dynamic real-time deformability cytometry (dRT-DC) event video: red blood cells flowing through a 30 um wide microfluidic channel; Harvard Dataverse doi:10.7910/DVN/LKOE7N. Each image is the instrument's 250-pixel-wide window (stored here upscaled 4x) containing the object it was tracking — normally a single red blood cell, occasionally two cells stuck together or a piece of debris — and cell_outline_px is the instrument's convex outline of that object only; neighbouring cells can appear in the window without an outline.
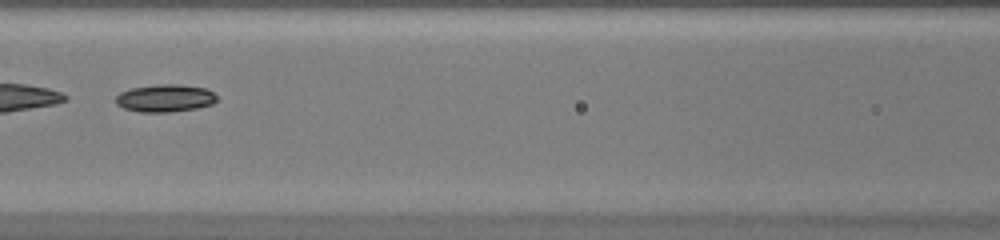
{"species": "common noctule bat (a hibernating species)", "species_latin": "Nyctalus noctula", "temperature_condition": "warm", "stored_images_in_passage": 23, "camera_frame_rate_fps": 3000, "um_per_image_px": 0.085, "animal": {"sex": "female", "body_mass_g": 20.0, "forearm_length_mm": 54.0}, "frame": {"image": 1, "passage_image": 7, "time_ms": 2.0, "image_size_px": [1000, 240], "cell_outline_px": [[216, 100], [212, 104], [196, 108], [168, 112], [140, 112], [124, 108], [116, 104], [116, 96], [120, 92], [132, 88], [160, 84], [180, 84], [204, 88], [212, 92], [216, 96]], "centroid_in_image_um": [14.01, 8.34], "position_along_channel_um": 152.6, "area_um2": 16.07}}